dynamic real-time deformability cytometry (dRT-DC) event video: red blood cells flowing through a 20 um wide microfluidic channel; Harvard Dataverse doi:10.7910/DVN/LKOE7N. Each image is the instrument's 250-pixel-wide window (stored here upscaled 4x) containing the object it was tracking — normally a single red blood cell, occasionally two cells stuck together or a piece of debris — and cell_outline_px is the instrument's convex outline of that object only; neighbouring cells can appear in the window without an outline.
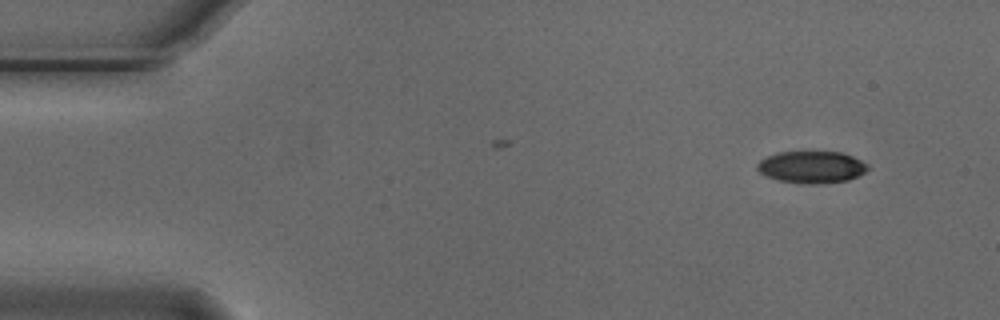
{"species": "Egyptian fruit bat (a non-hibernating species)", "species_latin": "Rousettus aegyptiacus", "temperature_condition": "cold", "stored_images_in_passage": 5, "camera_frame_rate_fps": 3000, "um_per_image_px": 0.085, "animal": {"sex": "male"}, "frame": {"image": 1, "passage_image": 1, "time_ms": 0.0, "image_size_px": [1000, 320], "cell_outline_px": [[868, 168], [864, 172], [848, 180], [816, 184], [808, 184], [776, 180], [760, 172], [756, 168], [756, 164], [760, 160], [776, 152], [840, 152], [852, 156], [868, 164]], "centroid_in_image_um": [68.96, 14.2], "position_along_channel_um": 16.0, "area_um2": 20.46}}
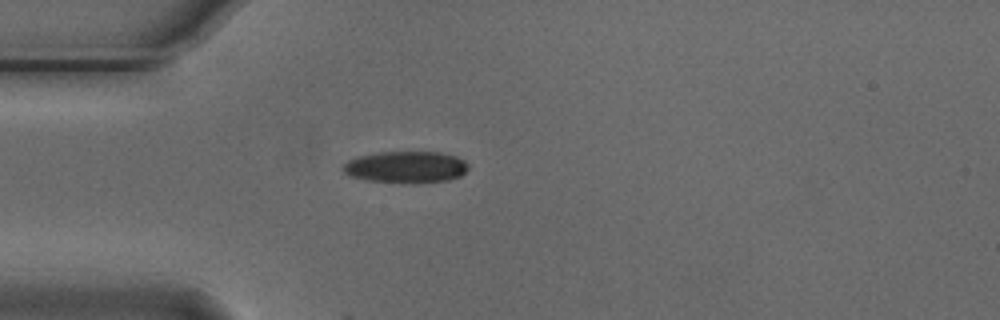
{"frame": {"image": 2, "passage_image": 4, "time_ms": 1.0, "image_size_px": [1000, 320], "cell_outline_px": [[468, 168], [460, 176], [448, 180], [416, 184], [400, 184], [368, 180], [348, 176], [344, 172], [344, 164], [348, 160], [360, 156], [380, 152], [440, 152], [456, 156], [464, 160], [468, 164]], "centroid_in_image_um": [34.52, 14.22], "position_along_channel_um": 50.5, "area_um2": 23.41}}